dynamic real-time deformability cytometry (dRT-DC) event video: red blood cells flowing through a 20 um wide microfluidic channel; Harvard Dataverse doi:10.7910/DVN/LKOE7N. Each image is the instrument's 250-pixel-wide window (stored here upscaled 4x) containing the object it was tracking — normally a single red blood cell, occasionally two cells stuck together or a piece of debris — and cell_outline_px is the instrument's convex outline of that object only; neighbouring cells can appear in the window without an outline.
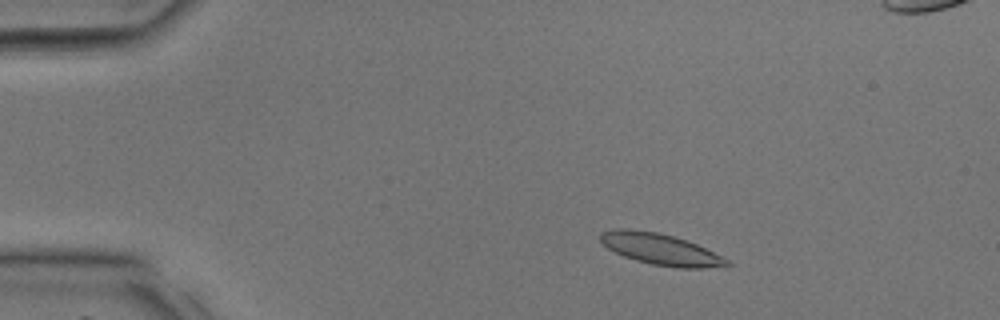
{"species": "common noctule bat (a hibernating species)", "species_latin": "Nyctalus noctula", "temperature_condition": "room temperature", "stored_images_in_passage": 37, "camera_frame_rate_fps": 3000, "um_per_image_px": 0.085, "animal": {"sex": "male", "body_mass_g": 17.9, "forearm_length_mm": 54.2}, "frame": {"image": 1, "passage_image": 5, "time_ms": 1.333, "image_size_px": [1000, 320], "cell_outline_px": [[732, 264], [728, 268], [676, 268], [652, 264], [636, 260], [624, 256], [608, 248], [600, 240], [600, 232], [616, 228], [628, 228], [656, 232], [672, 236], [696, 244], [728, 260]], "centroid_in_image_um": [56.17, 21.2], "position_along_channel_um": 28.8, "area_um2": 23.0}}
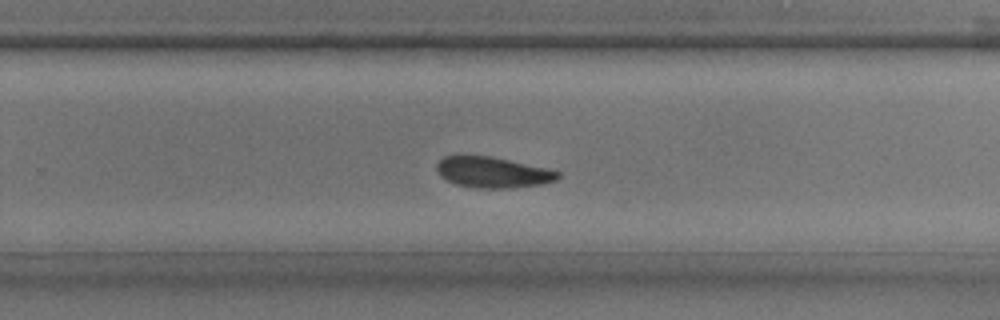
{"frame": {"image": 2, "passage_image": 23, "time_ms": 7.333, "image_size_px": [1000, 320], "cell_outline_px": [[560, 176], [556, 180], [544, 184], [508, 188], [476, 188], [456, 184], [440, 176], [436, 168], [436, 164], [444, 156], [492, 156], [548, 168], [560, 172]], "centroid_in_image_um": [41.91, 14.65], "position_along_channel_um": 287.9, "area_um2": 21.79}}
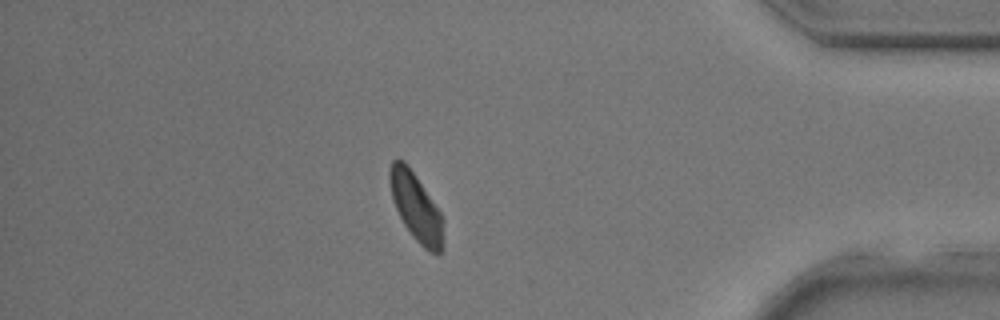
{"frame": {"image": 3, "passage_image": 31, "time_ms": 10.0, "image_size_px": [1000, 320], "cell_outline_px": [[444, 220], [440, 252], [428, 252], [412, 236], [404, 224], [392, 200], [388, 180], [388, 168], [392, 160], [396, 156], [404, 160], [408, 164], [440, 212]], "centroid_in_image_um": [35.3, 17.51], "position_along_channel_um": 399.9, "area_um2": 21.21}}